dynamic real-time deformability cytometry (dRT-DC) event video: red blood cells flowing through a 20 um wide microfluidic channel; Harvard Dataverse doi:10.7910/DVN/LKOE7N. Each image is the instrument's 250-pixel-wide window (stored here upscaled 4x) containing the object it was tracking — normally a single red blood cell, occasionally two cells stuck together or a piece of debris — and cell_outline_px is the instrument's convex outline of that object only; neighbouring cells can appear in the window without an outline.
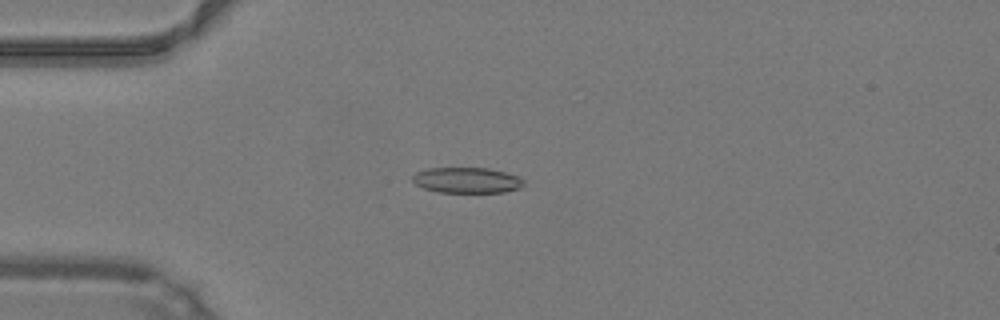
{"species": "common noctule bat (a hibernating species)", "species_latin": "Nyctalus noctula", "temperature_condition": "warm", "stored_images_in_passage": 38, "camera_frame_rate_fps": 3000, "um_per_image_px": 0.085, "animal": {"sex": "male", "body_mass_g": 19.2, "forearm_length_mm": 51.8}, "frame": {"image": 1, "passage_image": 13, "time_ms": 4.0, "image_size_px": [1000, 320], "cell_outline_px": [[524, 184], [520, 188], [504, 192], [440, 192], [424, 188], [416, 184], [412, 180], [412, 176], [416, 172], [428, 168], [488, 168], [520, 176], [524, 180]], "centroid_in_image_um": [39.7, 15.31], "position_along_channel_um": 45.3, "area_um2": 16.59}}
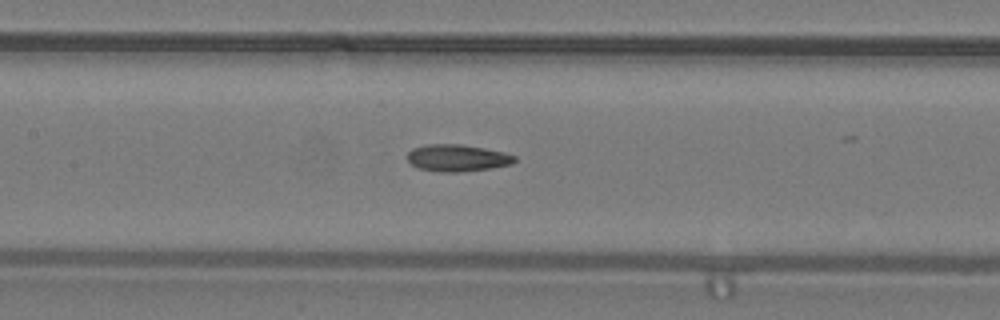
{"frame": {"image": 2, "passage_image": 23, "time_ms": 7.333, "image_size_px": [1000, 320], "cell_outline_px": [[516, 160], [512, 164], [488, 168], [460, 172], [440, 172], [420, 168], [412, 164], [408, 160], [408, 152], [412, 148], [428, 144], [464, 144], [504, 152], [516, 156]], "centroid_in_image_um": [38.88, 13.41], "position_along_channel_um": 168.5, "area_um2": 16.76}}
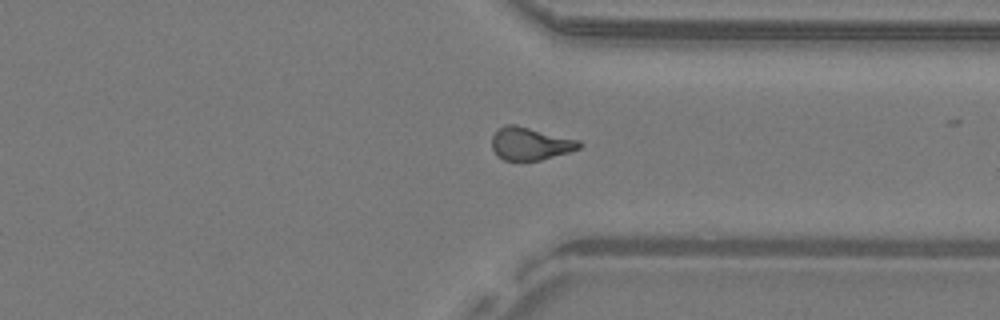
{"frame": {"image": 3, "passage_image": 37, "time_ms": 12.0, "image_size_px": [1000, 320], "cell_outline_px": [[584, 144], [580, 148], [568, 152], [540, 160], [504, 160], [492, 148], [492, 136], [504, 124], [516, 124], [580, 140]], "centroid_in_image_um": [45.11, 12.19], "position_along_channel_um": 366.3, "area_um2": 16.59}}